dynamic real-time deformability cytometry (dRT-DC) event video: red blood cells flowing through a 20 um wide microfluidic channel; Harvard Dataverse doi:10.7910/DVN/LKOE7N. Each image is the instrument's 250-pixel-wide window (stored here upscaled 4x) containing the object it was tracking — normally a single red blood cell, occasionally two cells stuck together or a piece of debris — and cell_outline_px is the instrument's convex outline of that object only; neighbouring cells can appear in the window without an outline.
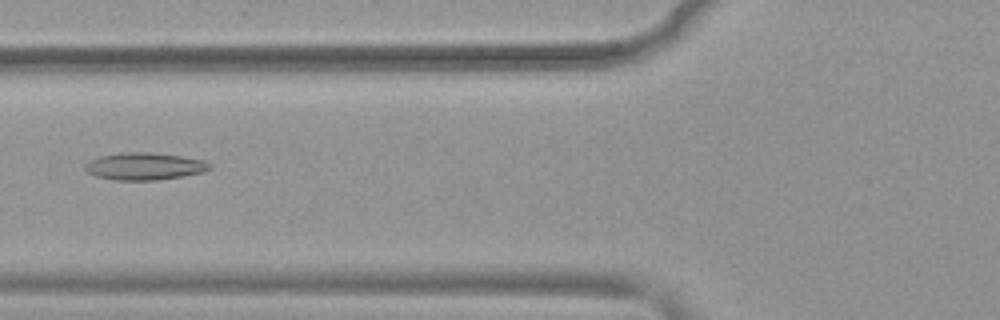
{"species": "common noctule bat (a hibernating species)", "species_latin": "Nyctalus noctula", "temperature_condition": "warm", "stored_images_in_passage": 45, "camera_frame_rate_fps": 3000, "um_per_image_px": 0.085, "animal": {"sex": "female", "body_mass_g": 19.9}, "frame": {"image": 1, "passage_image": 14, "time_ms": 4.333, "image_size_px": [1000, 320], "cell_outline_px": [[212, 168], [204, 172], [184, 176], [160, 180], [112, 180], [96, 176], [88, 172], [84, 168], [84, 164], [100, 156], [120, 152], [148, 152], [180, 156], [204, 160], [212, 164]], "centroid_in_image_um": [12.31, 14.14], "position_along_channel_um": 113.5, "area_um2": 19.94}}
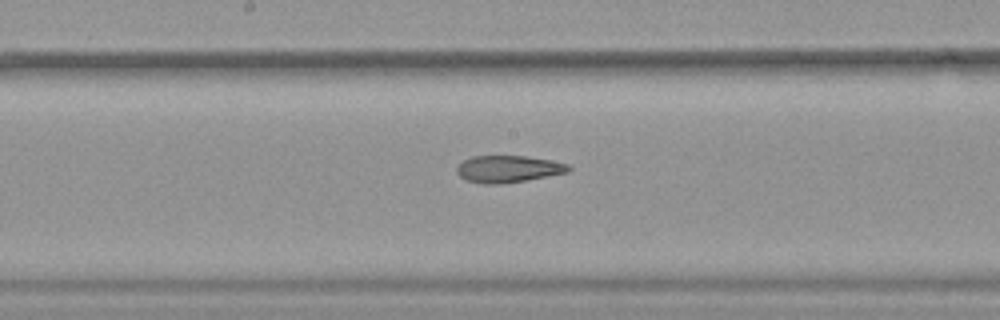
{"frame": {"image": 2, "passage_image": 21, "time_ms": 6.667, "image_size_px": [1000, 320], "cell_outline_px": [[572, 168], [568, 172], [524, 180], [500, 184], [480, 184], [464, 180], [456, 172], [456, 168], [464, 160], [472, 156], [524, 156], [552, 160], [568, 164]], "centroid_in_image_um": [43.17, 14.36], "position_along_channel_um": 205.0, "area_um2": 17.51}}
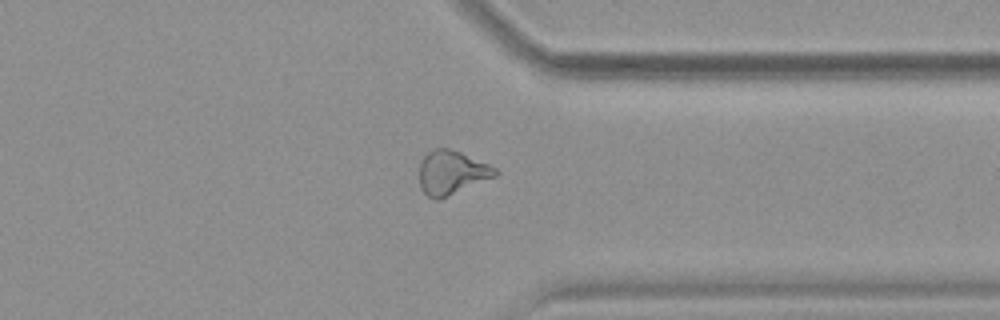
{"frame": {"image": 3, "passage_image": 34, "time_ms": 11.0, "image_size_px": [1000, 320], "cell_outline_px": [[500, 172], [496, 176], [440, 200], [436, 200], [428, 196], [420, 188], [420, 160], [428, 152], [436, 148], [448, 148], [460, 152], [488, 164], [496, 168]], "centroid_in_image_um": [38.39, 14.68], "position_along_channel_um": 373.0, "area_um2": 19.42}, "authors_computed_cell_mechanics": {"area_um2": 19.941, "velocity_mm_per_s": 3.9244, "shape_relaxation_time_tau1_ms": null, "shape_relaxation_time_tau2_ms": 4.3028, "deformation_change_tau1": null, "deformation_change_tau2": 0.13}}